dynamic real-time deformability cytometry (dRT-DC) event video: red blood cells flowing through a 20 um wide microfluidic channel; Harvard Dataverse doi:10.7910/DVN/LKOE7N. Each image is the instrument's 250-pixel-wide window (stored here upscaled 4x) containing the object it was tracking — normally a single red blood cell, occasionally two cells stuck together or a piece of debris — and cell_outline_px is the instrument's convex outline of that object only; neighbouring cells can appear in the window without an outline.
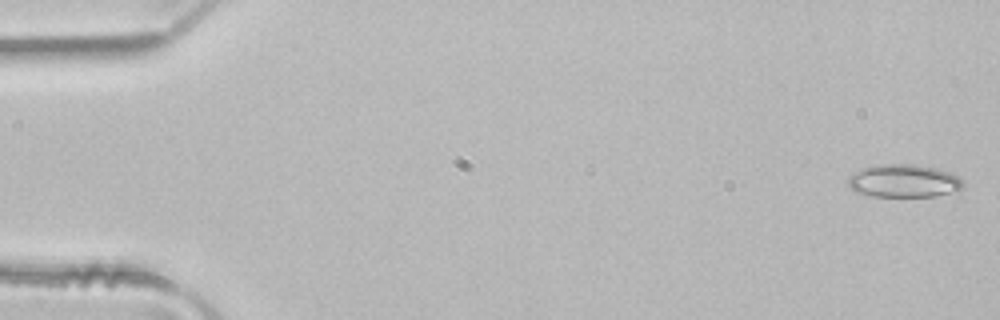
{"species": "common noctule bat (a hibernating species)", "species_latin": "Nyctalus noctula", "temperature_condition": "room temperature", "stored_images_in_passage": 49, "camera_frame_rate_fps": 3000, "um_per_image_px": 0.085, "animal": {"sex": "male", "body_mass_g": 21.5, "forearm_length_mm": 52.0}, "frame": {"image": 1, "passage_image": 1, "time_ms": 0.0, "image_size_px": [1000, 320], "cell_outline_px": [[964, 188], [956, 192], [936, 196], [872, 196], [856, 192], [848, 188], [848, 176], [860, 168], [872, 164], [916, 164], [936, 168], [948, 172], [964, 180]], "centroid_in_image_um": [76.8, 15.37], "position_along_channel_um": 8.2, "area_um2": 22.54}}
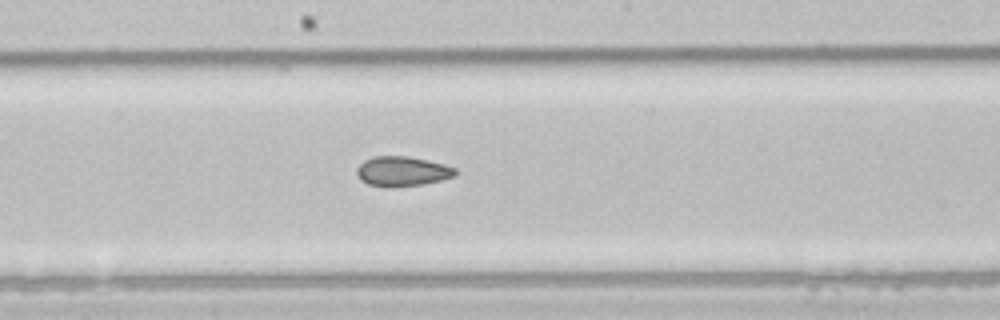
{"frame": {"image": 2, "passage_image": 26, "time_ms": 8.333, "image_size_px": [1000, 320], "cell_outline_px": [[456, 176], [424, 184], [368, 184], [360, 180], [356, 172], [356, 168], [364, 160], [372, 156], [408, 156], [428, 160], [444, 164], [456, 168]], "centroid_in_image_um": [34.21, 14.51], "position_along_channel_um": 214.0, "area_um2": 16.53}}
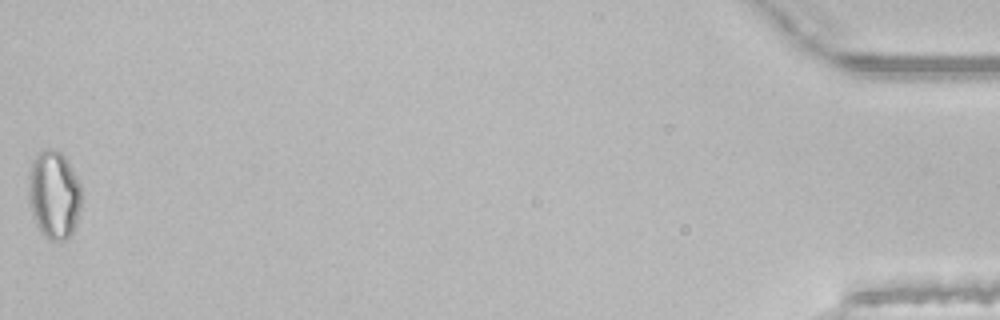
{"frame": {"image": 3, "passage_image": 49, "time_ms": 16.0, "image_size_px": [1000, 320], "cell_outline_px": [[80, 208], [72, 236], [68, 240], [48, 240], [40, 232], [36, 224], [28, 200], [28, 176], [32, 160], [36, 152], [44, 148], [52, 148], [60, 152], [64, 156], [76, 176], [80, 184]], "centroid_in_image_um": [4.56, 16.55], "position_along_channel_um": 430.6, "area_um2": 27.57}, "authors_computed_cell_mechanics": {"area_um2": 19.1318, "velocity_mm_per_s": 4.135, "shape_relaxation_time_tau1_ms": null, "shape_relaxation_time_tau2_ms": 2.2746, "deformation_change_tau1": null, "deformation_change_tau2": 0.0795}}